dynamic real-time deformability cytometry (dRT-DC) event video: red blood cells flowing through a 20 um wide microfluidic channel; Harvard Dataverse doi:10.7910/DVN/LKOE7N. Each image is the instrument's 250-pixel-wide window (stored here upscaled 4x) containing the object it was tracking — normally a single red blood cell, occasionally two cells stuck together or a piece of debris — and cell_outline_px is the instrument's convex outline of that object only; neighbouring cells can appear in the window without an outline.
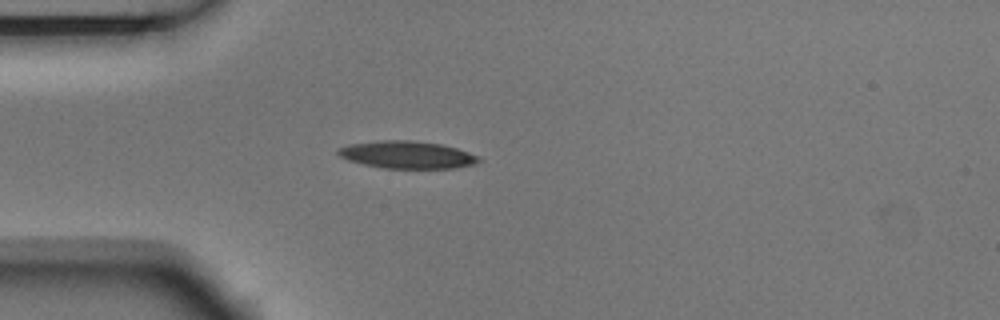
{"species": "Egyptian fruit bat (a non-hibernating species)", "species_latin": "Rousettus aegyptiacus", "temperature_condition": "room temperature", "stored_images_in_passage": 5, "camera_frame_rate_fps": 3000, "um_per_image_px": 0.085, "animal": {"sex": "male"}, "frame": {"image": 1, "passage_image": 5, "time_ms": 1.333, "image_size_px": [1000, 320], "cell_outline_px": [[484, 160], [476, 164], [456, 168], [380, 168], [348, 160], [340, 156], [336, 152], [336, 148], [348, 144], [380, 140], [412, 140], [440, 144], [456, 148], [480, 156]], "centroid_in_image_um": [34.61, 13.15], "position_along_channel_um": 50.4, "area_um2": 22.72}}